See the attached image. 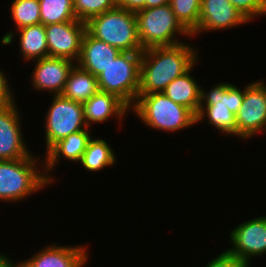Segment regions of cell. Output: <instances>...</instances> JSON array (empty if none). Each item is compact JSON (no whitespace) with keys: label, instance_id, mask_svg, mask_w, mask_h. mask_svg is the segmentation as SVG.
Instances as JSON below:
<instances>
[{"label":"cell","instance_id":"cell-22","mask_svg":"<svg viewBox=\"0 0 266 267\" xmlns=\"http://www.w3.org/2000/svg\"><path fill=\"white\" fill-rule=\"evenodd\" d=\"M112 149L106 140L93 137L88 141L86 150L78 163L91 172L116 165L117 156Z\"/></svg>","mask_w":266,"mask_h":267},{"label":"cell","instance_id":"cell-9","mask_svg":"<svg viewBox=\"0 0 266 267\" xmlns=\"http://www.w3.org/2000/svg\"><path fill=\"white\" fill-rule=\"evenodd\" d=\"M235 116L239 139H249L266 131V90L260 80L244 86L243 102Z\"/></svg>","mask_w":266,"mask_h":267},{"label":"cell","instance_id":"cell-11","mask_svg":"<svg viewBox=\"0 0 266 267\" xmlns=\"http://www.w3.org/2000/svg\"><path fill=\"white\" fill-rule=\"evenodd\" d=\"M229 235L233 247L227 250L249 265L252 257L266 254V216L239 223Z\"/></svg>","mask_w":266,"mask_h":267},{"label":"cell","instance_id":"cell-23","mask_svg":"<svg viewBox=\"0 0 266 267\" xmlns=\"http://www.w3.org/2000/svg\"><path fill=\"white\" fill-rule=\"evenodd\" d=\"M41 23L45 26L77 20L73 0H39Z\"/></svg>","mask_w":266,"mask_h":267},{"label":"cell","instance_id":"cell-26","mask_svg":"<svg viewBox=\"0 0 266 267\" xmlns=\"http://www.w3.org/2000/svg\"><path fill=\"white\" fill-rule=\"evenodd\" d=\"M74 13L77 20L87 22L94 16L100 15L117 7L116 0H73Z\"/></svg>","mask_w":266,"mask_h":267},{"label":"cell","instance_id":"cell-18","mask_svg":"<svg viewBox=\"0 0 266 267\" xmlns=\"http://www.w3.org/2000/svg\"><path fill=\"white\" fill-rule=\"evenodd\" d=\"M120 52L118 48L96 39L86 31L82 40L81 54L76 64L97 77Z\"/></svg>","mask_w":266,"mask_h":267},{"label":"cell","instance_id":"cell-34","mask_svg":"<svg viewBox=\"0 0 266 267\" xmlns=\"http://www.w3.org/2000/svg\"><path fill=\"white\" fill-rule=\"evenodd\" d=\"M263 85H264V87H265V90H266V83L265 82H263V80L262 81H260Z\"/></svg>","mask_w":266,"mask_h":267},{"label":"cell","instance_id":"cell-17","mask_svg":"<svg viewBox=\"0 0 266 267\" xmlns=\"http://www.w3.org/2000/svg\"><path fill=\"white\" fill-rule=\"evenodd\" d=\"M83 109L88 128L91 124L106 122L113 116L120 123L130 111V108L116 95L100 90L83 103Z\"/></svg>","mask_w":266,"mask_h":267},{"label":"cell","instance_id":"cell-32","mask_svg":"<svg viewBox=\"0 0 266 267\" xmlns=\"http://www.w3.org/2000/svg\"><path fill=\"white\" fill-rule=\"evenodd\" d=\"M12 259L7 255H4V253L0 252V267H11V265L13 264Z\"/></svg>","mask_w":266,"mask_h":267},{"label":"cell","instance_id":"cell-33","mask_svg":"<svg viewBox=\"0 0 266 267\" xmlns=\"http://www.w3.org/2000/svg\"><path fill=\"white\" fill-rule=\"evenodd\" d=\"M11 267H26V265L23 262H17L16 264L13 263Z\"/></svg>","mask_w":266,"mask_h":267},{"label":"cell","instance_id":"cell-19","mask_svg":"<svg viewBox=\"0 0 266 267\" xmlns=\"http://www.w3.org/2000/svg\"><path fill=\"white\" fill-rule=\"evenodd\" d=\"M195 65L196 63L187 72L171 81L165 87L163 93L175 103L191 110L197 116L200 106L201 85L191 75Z\"/></svg>","mask_w":266,"mask_h":267},{"label":"cell","instance_id":"cell-1","mask_svg":"<svg viewBox=\"0 0 266 267\" xmlns=\"http://www.w3.org/2000/svg\"><path fill=\"white\" fill-rule=\"evenodd\" d=\"M186 42L142 51L138 94L163 92L175 78L198 63V50Z\"/></svg>","mask_w":266,"mask_h":267},{"label":"cell","instance_id":"cell-31","mask_svg":"<svg viewBox=\"0 0 266 267\" xmlns=\"http://www.w3.org/2000/svg\"><path fill=\"white\" fill-rule=\"evenodd\" d=\"M170 4V0H145V8L160 7Z\"/></svg>","mask_w":266,"mask_h":267},{"label":"cell","instance_id":"cell-8","mask_svg":"<svg viewBox=\"0 0 266 267\" xmlns=\"http://www.w3.org/2000/svg\"><path fill=\"white\" fill-rule=\"evenodd\" d=\"M46 152L59 140L88 128L83 103L55 95L45 114Z\"/></svg>","mask_w":266,"mask_h":267},{"label":"cell","instance_id":"cell-10","mask_svg":"<svg viewBox=\"0 0 266 267\" xmlns=\"http://www.w3.org/2000/svg\"><path fill=\"white\" fill-rule=\"evenodd\" d=\"M49 57L65 58L77 63L86 32L80 20L45 25Z\"/></svg>","mask_w":266,"mask_h":267},{"label":"cell","instance_id":"cell-16","mask_svg":"<svg viewBox=\"0 0 266 267\" xmlns=\"http://www.w3.org/2000/svg\"><path fill=\"white\" fill-rule=\"evenodd\" d=\"M89 128L86 130L78 131L68 135L67 137L56 142L47 152H45V158L43 163V170L46 178L54 183L56 179H52L50 171H53L55 165L59 163V160L65 158L71 162H79L83 153L86 150L88 141L92 138Z\"/></svg>","mask_w":266,"mask_h":267},{"label":"cell","instance_id":"cell-12","mask_svg":"<svg viewBox=\"0 0 266 267\" xmlns=\"http://www.w3.org/2000/svg\"><path fill=\"white\" fill-rule=\"evenodd\" d=\"M15 103L0 105V160L22 159L32 154L25 144L23 121Z\"/></svg>","mask_w":266,"mask_h":267},{"label":"cell","instance_id":"cell-29","mask_svg":"<svg viewBox=\"0 0 266 267\" xmlns=\"http://www.w3.org/2000/svg\"><path fill=\"white\" fill-rule=\"evenodd\" d=\"M6 74L0 68V105L11 104L15 102L13 91L10 88L9 80L6 78Z\"/></svg>","mask_w":266,"mask_h":267},{"label":"cell","instance_id":"cell-21","mask_svg":"<svg viewBox=\"0 0 266 267\" xmlns=\"http://www.w3.org/2000/svg\"><path fill=\"white\" fill-rule=\"evenodd\" d=\"M98 91L97 77L75 64L69 72L61 95L67 99L84 103Z\"/></svg>","mask_w":266,"mask_h":267},{"label":"cell","instance_id":"cell-5","mask_svg":"<svg viewBox=\"0 0 266 267\" xmlns=\"http://www.w3.org/2000/svg\"><path fill=\"white\" fill-rule=\"evenodd\" d=\"M86 31L121 52H142L135 12L115 7L86 22Z\"/></svg>","mask_w":266,"mask_h":267},{"label":"cell","instance_id":"cell-20","mask_svg":"<svg viewBox=\"0 0 266 267\" xmlns=\"http://www.w3.org/2000/svg\"><path fill=\"white\" fill-rule=\"evenodd\" d=\"M19 33L20 54L24 61L30 62L49 56L47 47L45 26L40 23L23 27L17 30Z\"/></svg>","mask_w":266,"mask_h":267},{"label":"cell","instance_id":"cell-6","mask_svg":"<svg viewBox=\"0 0 266 267\" xmlns=\"http://www.w3.org/2000/svg\"><path fill=\"white\" fill-rule=\"evenodd\" d=\"M138 36L142 49L174 46L183 41L177 35L191 37V34L177 20L170 4L144 8L135 12Z\"/></svg>","mask_w":266,"mask_h":267},{"label":"cell","instance_id":"cell-24","mask_svg":"<svg viewBox=\"0 0 266 267\" xmlns=\"http://www.w3.org/2000/svg\"><path fill=\"white\" fill-rule=\"evenodd\" d=\"M39 0H13L10 17L14 20L16 30L41 23Z\"/></svg>","mask_w":266,"mask_h":267},{"label":"cell","instance_id":"cell-30","mask_svg":"<svg viewBox=\"0 0 266 267\" xmlns=\"http://www.w3.org/2000/svg\"><path fill=\"white\" fill-rule=\"evenodd\" d=\"M117 7L137 12L145 8V0H116Z\"/></svg>","mask_w":266,"mask_h":267},{"label":"cell","instance_id":"cell-13","mask_svg":"<svg viewBox=\"0 0 266 267\" xmlns=\"http://www.w3.org/2000/svg\"><path fill=\"white\" fill-rule=\"evenodd\" d=\"M243 23L248 21L228 0H201L198 26L191 36L206 31H223Z\"/></svg>","mask_w":266,"mask_h":267},{"label":"cell","instance_id":"cell-27","mask_svg":"<svg viewBox=\"0 0 266 267\" xmlns=\"http://www.w3.org/2000/svg\"><path fill=\"white\" fill-rule=\"evenodd\" d=\"M248 21L266 15V0H228Z\"/></svg>","mask_w":266,"mask_h":267},{"label":"cell","instance_id":"cell-4","mask_svg":"<svg viewBox=\"0 0 266 267\" xmlns=\"http://www.w3.org/2000/svg\"><path fill=\"white\" fill-rule=\"evenodd\" d=\"M244 88L241 91L229 82H220L210 91L201 86L200 106L197 114V124L207 118L209 125L215 127L226 136H236V113L242 105Z\"/></svg>","mask_w":266,"mask_h":267},{"label":"cell","instance_id":"cell-15","mask_svg":"<svg viewBox=\"0 0 266 267\" xmlns=\"http://www.w3.org/2000/svg\"><path fill=\"white\" fill-rule=\"evenodd\" d=\"M88 247L50 244L22 261L26 267H84L88 260Z\"/></svg>","mask_w":266,"mask_h":267},{"label":"cell","instance_id":"cell-2","mask_svg":"<svg viewBox=\"0 0 266 267\" xmlns=\"http://www.w3.org/2000/svg\"><path fill=\"white\" fill-rule=\"evenodd\" d=\"M151 129L176 132L197 125L196 115L188 108L175 103L163 92L138 94L130 108Z\"/></svg>","mask_w":266,"mask_h":267},{"label":"cell","instance_id":"cell-3","mask_svg":"<svg viewBox=\"0 0 266 267\" xmlns=\"http://www.w3.org/2000/svg\"><path fill=\"white\" fill-rule=\"evenodd\" d=\"M38 161L40 157L32 154L22 159L0 160V201L22 202L51 184L44 170H39L43 163Z\"/></svg>","mask_w":266,"mask_h":267},{"label":"cell","instance_id":"cell-25","mask_svg":"<svg viewBox=\"0 0 266 267\" xmlns=\"http://www.w3.org/2000/svg\"><path fill=\"white\" fill-rule=\"evenodd\" d=\"M201 0H170V6L181 25L191 34L198 26Z\"/></svg>","mask_w":266,"mask_h":267},{"label":"cell","instance_id":"cell-7","mask_svg":"<svg viewBox=\"0 0 266 267\" xmlns=\"http://www.w3.org/2000/svg\"><path fill=\"white\" fill-rule=\"evenodd\" d=\"M142 52H120L97 76L100 91L112 93L131 108L138 97Z\"/></svg>","mask_w":266,"mask_h":267},{"label":"cell","instance_id":"cell-28","mask_svg":"<svg viewBox=\"0 0 266 267\" xmlns=\"http://www.w3.org/2000/svg\"><path fill=\"white\" fill-rule=\"evenodd\" d=\"M205 267H249L247 262L231 254L227 249L206 264Z\"/></svg>","mask_w":266,"mask_h":267},{"label":"cell","instance_id":"cell-14","mask_svg":"<svg viewBox=\"0 0 266 267\" xmlns=\"http://www.w3.org/2000/svg\"><path fill=\"white\" fill-rule=\"evenodd\" d=\"M31 81L37 91H49L53 96L61 95L64 91L70 70L76 64L71 60L57 57H44L35 60Z\"/></svg>","mask_w":266,"mask_h":267}]
</instances>
